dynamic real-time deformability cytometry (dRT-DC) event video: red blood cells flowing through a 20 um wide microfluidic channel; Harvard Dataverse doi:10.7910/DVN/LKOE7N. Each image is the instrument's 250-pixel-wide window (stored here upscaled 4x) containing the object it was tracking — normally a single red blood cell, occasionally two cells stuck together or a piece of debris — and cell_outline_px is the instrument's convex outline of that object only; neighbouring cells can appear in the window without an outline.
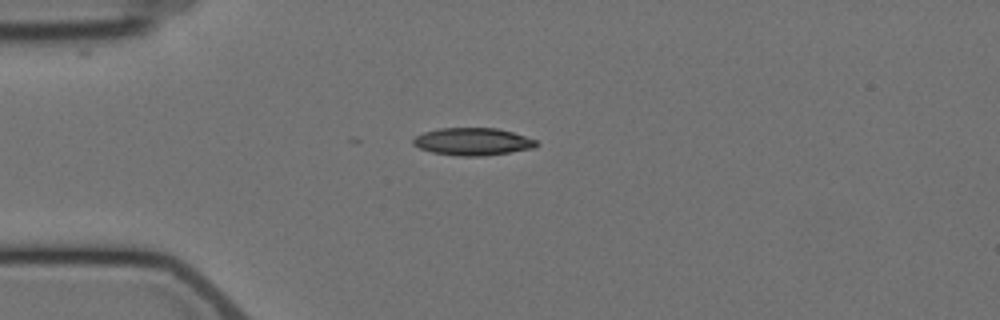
{"species": "Egyptian fruit bat (a non-hibernating species)", "species_latin": "Rousettus aegyptiacus", "temperature_condition": "cold", "stored_images_in_passage": 6, "camera_frame_rate_fps": 3000, "um_per_image_px": 0.085, "animal": {"sex": "female"}, "frame": {"image": 1, "passage_image": 1, "time_ms": 0.0, "image_size_px": [1000, 320], "cell_outline_px": [[540, 144], [536, 148], [484, 156], [460, 156], [432, 152], [420, 148], [412, 144], [412, 140], [416, 136], [424, 132], [440, 128], [496, 128], [512, 132], [536, 140]], "centroid_in_image_um": [40.2, 12.04], "position_along_channel_um": 44.8, "area_um2": 19.71}}
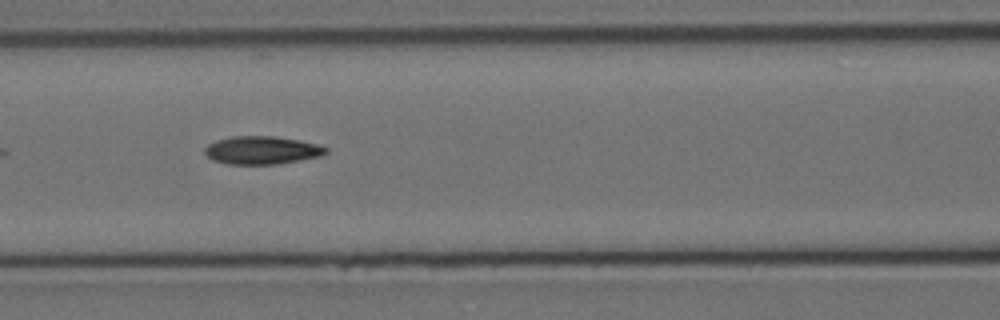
{"frame": {"image": 2, "passage_image": 4, "time_ms": 3.333, "image_size_px": [1000, 320], "cell_outline_px": [[328, 152], [320, 156], [276, 164], [228, 164], [212, 160], [204, 152], [204, 148], [208, 144], [216, 140], [232, 136], [272, 136], [296, 140], [316, 144], [328, 148]], "centroid_in_image_um": [22.22, 12.77], "position_along_channel_um": 144.4, "area_um2": 19.59}}
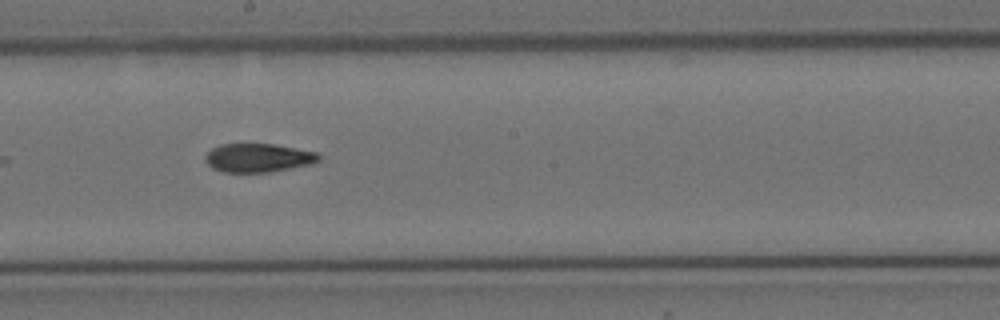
{"frame": {"image": 3, "passage_image": 6, "time_ms": 5.667, "image_size_px": [1000, 320], "cell_outline_px": [[320, 160], [312, 164], [268, 172], [224, 172], [212, 168], [204, 160], [204, 156], [212, 148], [220, 144], [272, 144], [296, 148], [316, 152], [320, 156]], "centroid_in_image_um": [21.93, 13.41], "position_along_channel_um": 226.3, "area_um2": 18.9}}